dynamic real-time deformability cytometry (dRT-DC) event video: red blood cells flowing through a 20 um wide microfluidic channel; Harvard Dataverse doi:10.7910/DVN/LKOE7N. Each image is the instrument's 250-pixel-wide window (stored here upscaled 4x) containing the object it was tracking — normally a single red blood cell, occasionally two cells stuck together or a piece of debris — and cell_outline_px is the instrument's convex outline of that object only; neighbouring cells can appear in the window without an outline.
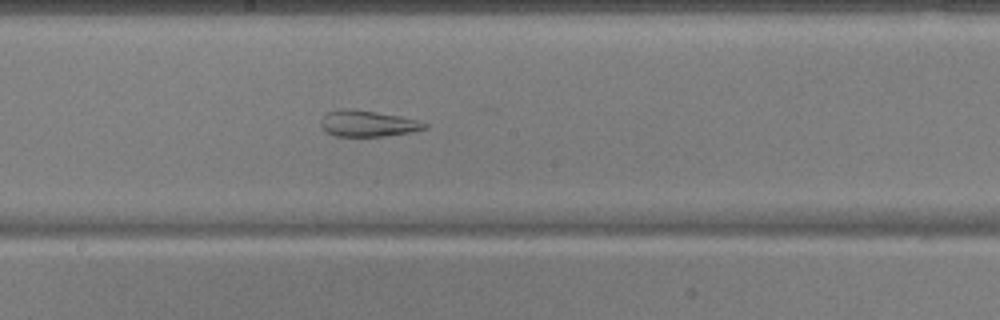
{"species": "common noctule bat (a hibernating species)", "species_latin": "Nyctalus noctula", "temperature_condition": "warm", "stored_images_in_passage": 48, "camera_frame_rate_fps": 3000, "um_per_image_px": 0.085, "animal": {"sex": "male", "body_mass_g": 17.9, "forearm_length_mm": 54.2}, "frame": {"image": 1, "passage_image": 29, "time_ms": 9.333, "image_size_px": [1000, 320], "cell_outline_px": [[428, 128], [408, 132], [384, 136], [336, 136], [328, 132], [320, 124], [320, 120], [328, 112], [340, 108], [348, 108], [376, 112], [400, 116], [420, 120], [428, 124]], "centroid_in_image_um": [31.27, 10.49], "position_along_channel_um": 216.9, "area_um2": 15.72}}
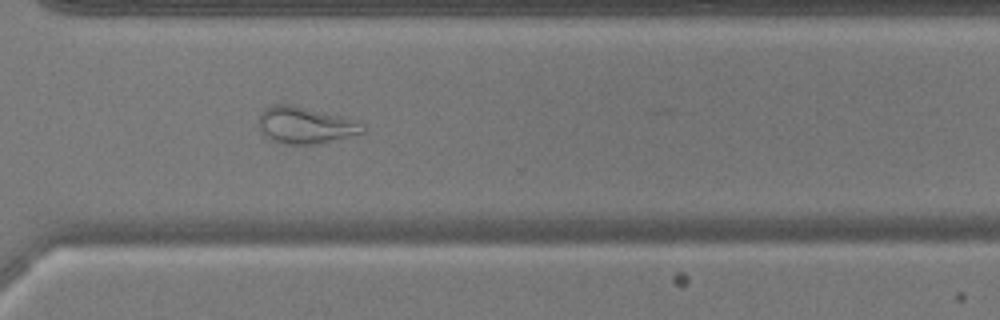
{"frame": {"image": 2, "passage_image": 39, "time_ms": 12.667, "image_size_px": [1000, 320], "cell_outline_px": [[364, 132], [316, 144], [280, 144], [268, 140], [260, 132], [260, 112], [264, 108], [272, 104], [288, 104], [340, 116], [364, 124]], "centroid_in_image_um": [25.87, 10.66], "position_along_channel_um": 344.7, "area_um2": 22.02}}
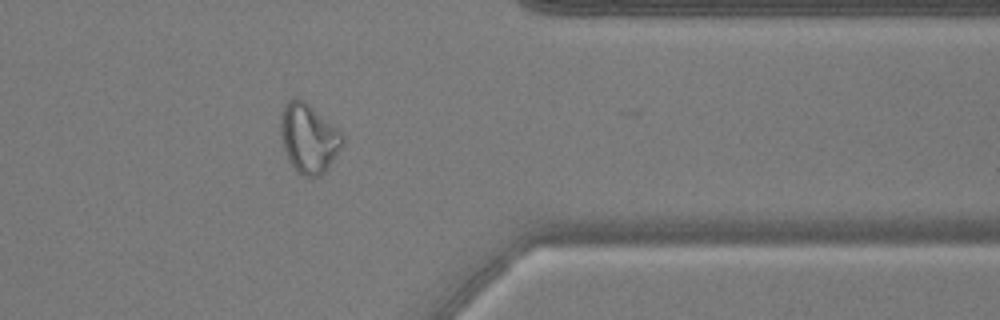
{"frame": {"image": 3, "passage_image": 43, "time_ms": 14.0, "image_size_px": [1000, 320], "cell_outline_px": [[344, 144], [324, 172], [320, 176], [304, 176], [296, 172], [288, 160], [280, 136], [280, 116], [284, 104], [292, 96], [304, 100], [332, 124], [344, 136]], "centroid_in_image_um": [26.2, 11.73], "position_along_channel_um": 385.2, "area_um2": 25.03}, "authors_computed_cell_mechanics": {"area_um2": 24.5939, "velocity_mm_per_s": 3.839, "shape_relaxation_time_tau1_ms": null, "shape_relaxation_time_tau2_ms": 1.3493, "deformation_change_tau1": null, "deformation_change_tau2": 0.103}}